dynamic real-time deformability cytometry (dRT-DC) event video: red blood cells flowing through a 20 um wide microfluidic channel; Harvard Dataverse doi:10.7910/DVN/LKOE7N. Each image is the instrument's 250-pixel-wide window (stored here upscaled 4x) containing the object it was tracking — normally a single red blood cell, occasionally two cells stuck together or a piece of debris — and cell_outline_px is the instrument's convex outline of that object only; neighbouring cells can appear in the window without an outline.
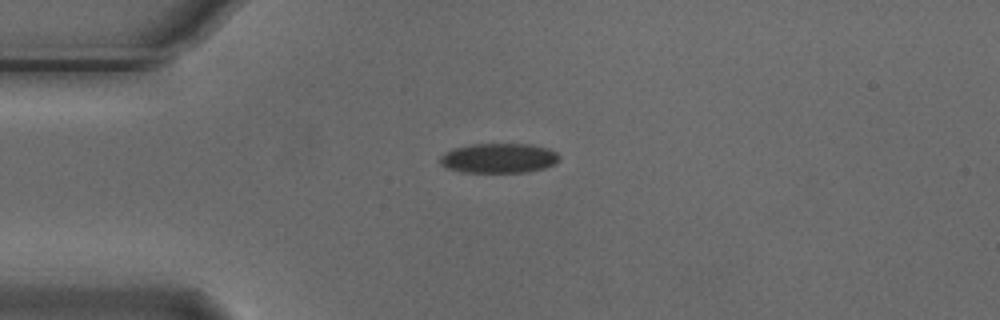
{"species": "Egyptian fruit bat (a non-hibernating species)", "species_latin": "Rousettus aegyptiacus", "temperature_condition": "cold", "stored_images_in_passage": 7, "camera_frame_rate_fps": 3000, "um_per_image_px": 0.085, "animal": {"sex": "male"}, "frame": {"image": 1, "passage_image": 2, "time_ms": 0.333, "image_size_px": [1000, 320], "cell_outline_px": [[560, 160], [556, 164], [544, 168], [528, 172], [460, 172], [448, 168], [440, 164], [440, 156], [444, 152], [452, 148], [472, 144], [532, 144], [548, 148], [556, 152], [560, 156]], "centroid_in_image_um": [42.41, 13.44], "position_along_channel_um": 42.6, "area_um2": 20.92}}
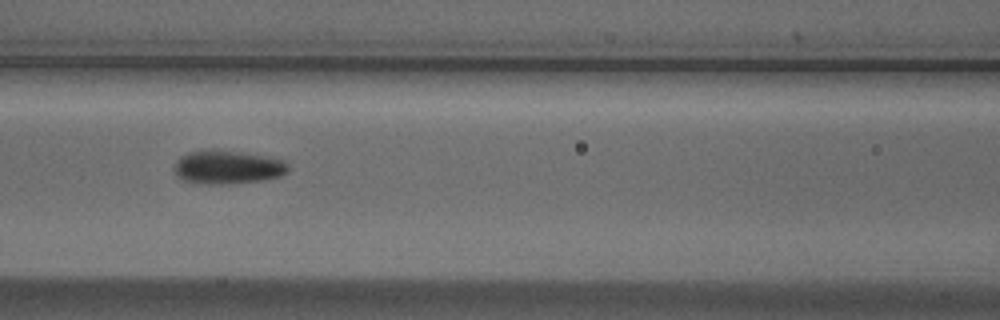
{"frame": {"image": 2, "passage_image": 5, "time_ms": 1.333, "image_size_px": [1000, 320], "cell_outline_px": [[288, 172], [280, 176], [264, 180], [232, 184], [208, 184], [180, 180], [176, 176], [172, 168], [176, 160], [180, 156], [188, 152], [212, 148], [240, 152], [284, 160], [288, 164]], "centroid_in_image_um": [19.28, 14.21], "position_along_channel_um": 147.3, "area_um2": 22.72}}
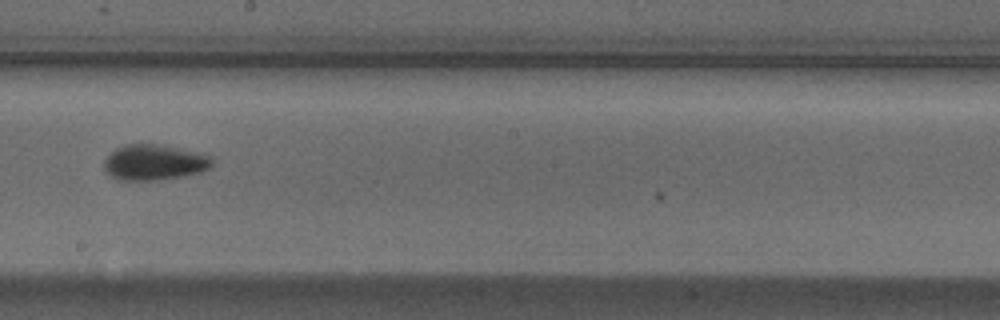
{"frame": {"image": 3, "passage_image": 7, "time_ms": 2.0, "image_size_px": [1000, 320], "cell_outline_px": [[212, 164], [208, 168], [200, 172], [180, 176], [156, 180], [116, 180], [104, 172], [104, 160], [116, 148], [124, 144], [156, 144], [204, 152], [212, 156]], "centroid_in_image_um": [13.1, 13.79], "position_along_channel_um": 235.1, "area_um2": 22.6}}